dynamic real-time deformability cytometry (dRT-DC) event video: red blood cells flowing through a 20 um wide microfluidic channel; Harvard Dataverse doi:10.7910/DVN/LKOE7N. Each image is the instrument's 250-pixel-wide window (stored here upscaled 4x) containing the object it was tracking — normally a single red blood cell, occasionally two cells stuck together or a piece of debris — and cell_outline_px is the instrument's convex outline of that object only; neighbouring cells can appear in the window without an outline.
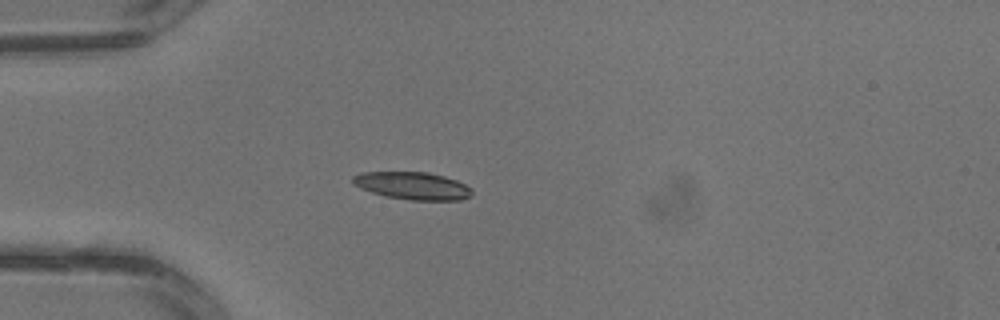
{"species": "common noctule bat (a hibernating species)", "species_latin": "Nyctalus noctula", "temperature_condition": "warm", "stored_images_in_passage": 2, "camera_frame_rate_fps": 3000, "um_per_image_px": 0.085, "animal": {"sex": "male", "body_mass_g": 13.3}, "frame": {"image": 1, "passage_image": 2, "time_ms": 0.333, "image_size_px": [1000, 320], "cell_outline_px": [[472, 196], [460, 200], [412, 200], [384, 196], [360, 188], [352, 184], [352, 176], [360, 172], [428, 172], [444, 176], [456, 180], [472, 188]], "centroid_in_image_um": [35.06, 15.79], "position_along_channel_um": 49.9, "area_um2": 19.25}}